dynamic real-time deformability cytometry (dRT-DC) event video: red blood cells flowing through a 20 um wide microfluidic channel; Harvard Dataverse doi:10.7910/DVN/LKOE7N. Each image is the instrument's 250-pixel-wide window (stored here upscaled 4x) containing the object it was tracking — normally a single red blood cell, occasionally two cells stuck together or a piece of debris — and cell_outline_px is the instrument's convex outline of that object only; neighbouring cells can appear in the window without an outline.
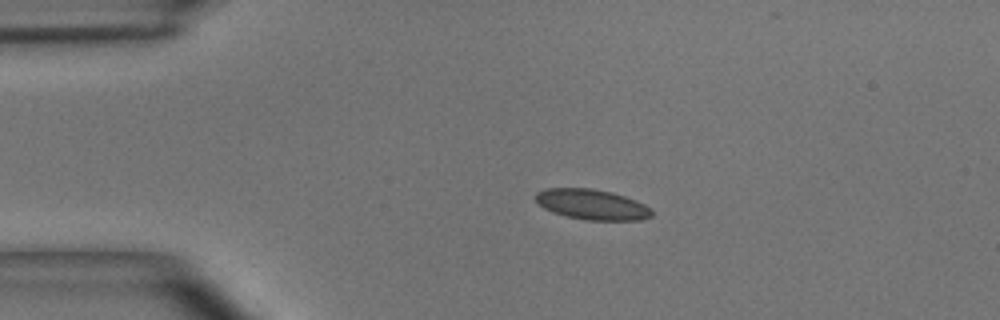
{"species": "common noctule bat (a hibernating species)", "species_latin": "Nyctalus noctula", "temperature_condition": "room temperature", "stored_images_in_passage": 4, "camera_frame_rate_fps": 3000, "um_per_image_px": 0.085, "animal": {"sex": "male", "body_mass_g": 15.6}, "frame": {"image": 1, "passage_image": 3, "time_ms": 0.667, "image_size_px": [1000, 320], "cell_outline_px": [[652, 216], [640, 220], [584, 220], [552, 212], [544, 208], [536, 200], [536, 192], [544, 188], [588, 188], [612, 192], [636, 200], [652, 208]], "centroid_in_image_um": [50.33, 17.38], "position_along_channel_um": 34.7, "area_um2": 20.52}}